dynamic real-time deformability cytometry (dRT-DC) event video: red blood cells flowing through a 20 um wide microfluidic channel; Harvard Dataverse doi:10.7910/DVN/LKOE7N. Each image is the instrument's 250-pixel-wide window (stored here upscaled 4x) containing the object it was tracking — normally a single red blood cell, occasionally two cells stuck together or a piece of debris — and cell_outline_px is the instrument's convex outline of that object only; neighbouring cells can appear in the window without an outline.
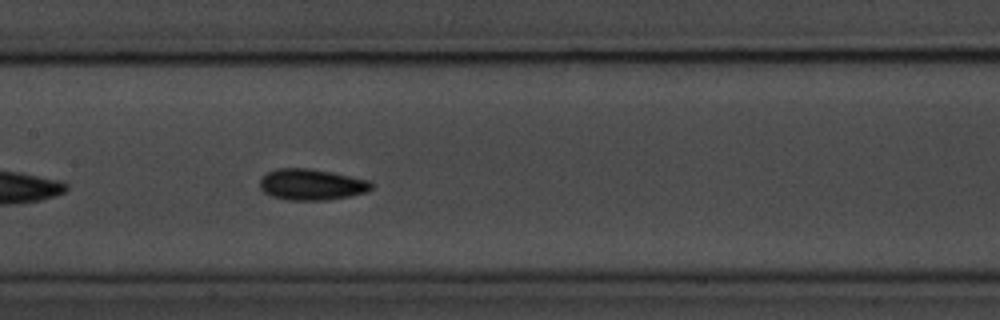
{"species": "common noctule bat (a hibernating species)", "species_latin": "Nyctalus noctula", "temperature_condition": "room temperature", "stored_images_in_passage": 21, "camera_frame_rate_fps": 3000, "um_per_image_px": 0.085, "animal": {"sex": "male", "body_mass_g": 20.1, "forearm_length_mm": 53.5}, "frame": {"image": 1, "passage_image": 12, "time_ms": 3.667, "image_size_px": [1000, 320], "cell_outline_px": [[372, 188], [368, 192], [328, 200], [288, 200], [272, 196], [264, 192], [260, 188], [260, 180], [268, 172], [276, 168], [308, 168], [332, 172], [368, 180], [372, 184]], "centroid_in_image_um": [26.48, 15.68], "position_along_channel_um": 180.9, "area_um2": 20.17}}